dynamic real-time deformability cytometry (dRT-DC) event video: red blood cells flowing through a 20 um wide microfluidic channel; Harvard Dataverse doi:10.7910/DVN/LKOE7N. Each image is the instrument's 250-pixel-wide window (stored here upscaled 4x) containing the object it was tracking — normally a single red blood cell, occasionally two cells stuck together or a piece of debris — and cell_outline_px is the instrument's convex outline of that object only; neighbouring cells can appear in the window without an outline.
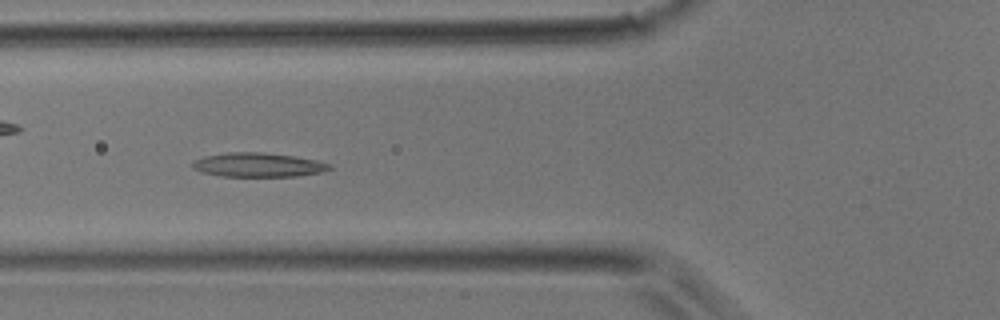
{"species": "common noctule bat (a hibernating species)", "species_latin": "Nyctalus noctula", "temperature_condition": "room temperature", "stored_images_in_passage": 43, "camera_frame_rate_fps": 3000, "um_per_image_px": 0.085, "animal": {"sex": "male", "body_mass_g": 17.9}, "frame": {"image": 1, "passage_image": 15, "time_ms": 4.667, "image_size_px": [1000, 320], "cell_outline_px": [[332, 168], [320, 172], [296, 176], [220, 176], [200, 172], [192, 168], [192, 164], [196, 160], [204, 156], [228, 152], [264, 152], [296, 156], [316, 160], [332, 164]], "centroid_in_image_um": [21.94, 14.01], "position_along_channel_um": 103.9, "area_um2": 19.31}}
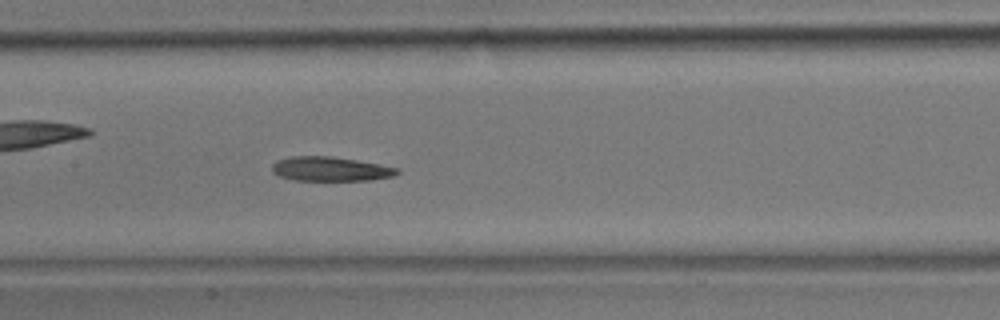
{"frame": {"image": 2, "passage_image": 20, "time_ms": 6.333, "image_size_px": [1000, 320], "cell_outline_px": [[400, 172], [392, 176], [372, 180], [292, 180], [280, 176], [272, 172], [272, 164], [276, 160], [292, 156], [332, 156], [380, 164], [400, 168]], "centroid_in_image_um": [28.08, 14.36], "position_along_channel_um": 179.3, "area_um2": 17.8}}
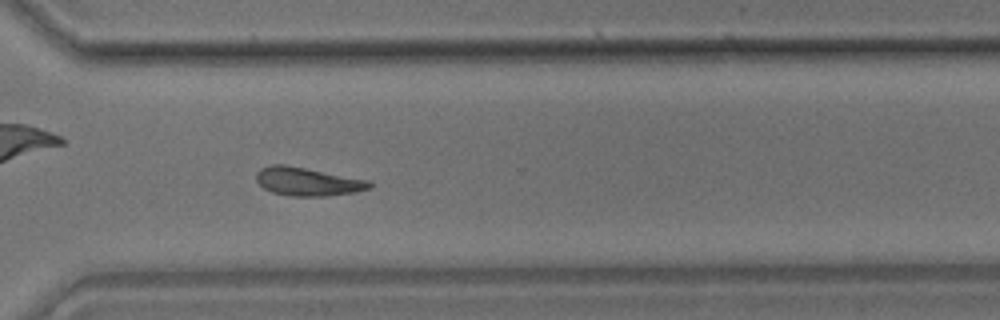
{"frame": {"image": 3, "passage_image": 31, "time_ms": 10.0, "image_size_px": [1000, 320], "cell_outline_px": [[372, 188], [352, 192], [324, 196], [292, 196], [272, 192], [264, 188], [256, 180], [256, 172], [260, 168], [272, 164], [288, 164], [368, 180], [372, 184]], "centroid_in_image_um": [26.11, 15.41], "position_along_channel_um": 344.5, "area_um2": 18.73}}